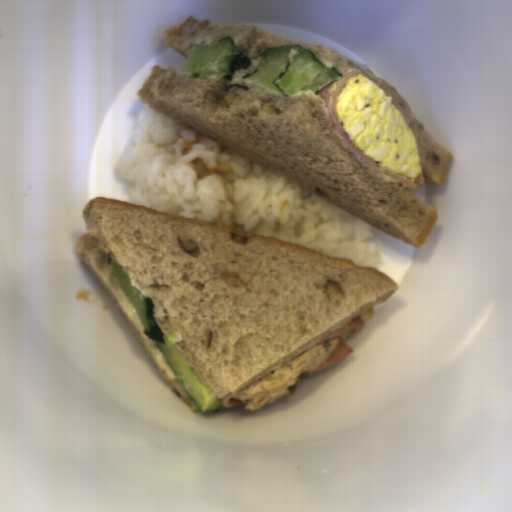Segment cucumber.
<instances>
[{
	"label": "cucumber",
	"instance_id": "cucumber-1",
	"mask_svg": "<svg viewBox=\"0 0 512 512\" xmlns=\"http://www.w3.org/2000/svg\"><path fill=\"white\" fill-rule=\"evenodd\" d=\"M185 73L195 79H227L233 86L261 92L276 91L283 96L313 91L343 76L335 67H326L311 50L281 44L248 59L229 36L210 44H197L186 51Z\"/></svg>",
	"mask_w": 512,
	"mask_h": 512
},
{
	"label": "cucumber",
	"instance_id": "cucumber-2",
	"mask_svg": "<svg viewBox=\"0 0 512 512\" xmlns=\"http://www.w3.org/2000/svg\"><path fill=\"white\" fill-rule=\"evenodd\" d=\"M105 260L122 292L133 307L143 325V334L156 342L157 348L164 355L175 377L181 383L185 392L197 405L201 413L211 411L216 414L225 407L223 399L208 387L197 371L186 361L175 346L181 342V332L174 330L166 335L158 326L153 314V302L149 297H143L141 290L135 287L126 271L115 261L113 253L105 254Z\"/></svg>",
	"mask_w": 512,
	"mask_h": 512
}]
</instances>
